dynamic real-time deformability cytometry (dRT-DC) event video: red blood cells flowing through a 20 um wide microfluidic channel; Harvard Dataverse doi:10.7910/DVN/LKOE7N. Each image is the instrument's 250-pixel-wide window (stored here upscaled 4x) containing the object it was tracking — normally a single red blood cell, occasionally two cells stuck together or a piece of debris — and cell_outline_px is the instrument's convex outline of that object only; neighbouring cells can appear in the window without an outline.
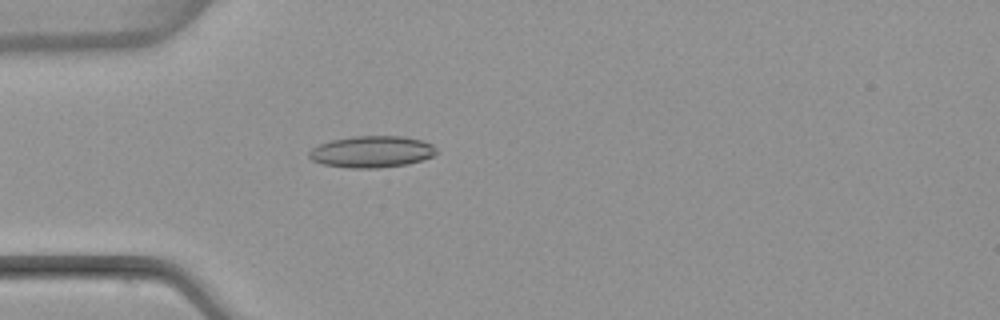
{"species": "common noctule bat (a hibernating species)", "species_latin": "Nyctalus noctula", "temperature_condition": "warm", "stored_images_in_passage": 4, "camera_frame_rate_fps": 3000, "um_per_image_px": 0.085, "animal": {"sex": "female", "body_mass_g": 22.7, "forearm_length_mm": 54.2}, "frame": {"image": 1, "passage_image": 4, "time_ms": 4.667, "image_size_px": [1000, 320], "cell_outline_px": [[440, 152], [424, 160], [408, 164], [380, 168], [348, 168], [324, 164], [312, 160], [308, 156], [308, 152], [312, 148], [320, 144], [332, 140], [352, 136], [404, 136], [420, 140], [432, 144]], "centroid_in_image_um": [31.63, 12.9], "position_along_channel_um": 53.4, "area_um2": 23.64}}